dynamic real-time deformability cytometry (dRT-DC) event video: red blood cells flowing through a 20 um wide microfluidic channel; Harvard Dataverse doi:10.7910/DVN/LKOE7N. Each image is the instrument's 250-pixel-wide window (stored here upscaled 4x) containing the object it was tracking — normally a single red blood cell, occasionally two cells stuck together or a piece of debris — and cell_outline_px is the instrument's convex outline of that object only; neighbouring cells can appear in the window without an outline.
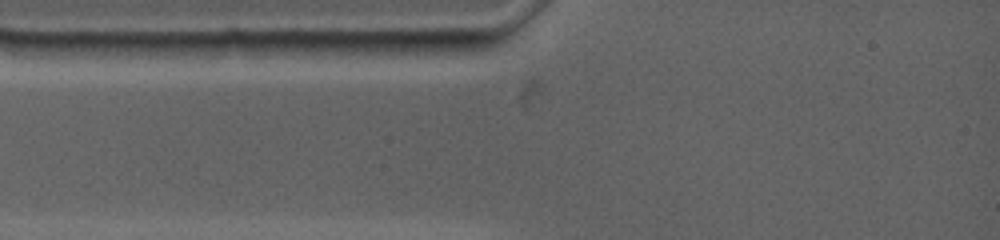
{"species": "common noctule bat (a hibernating species)", "species_latin": "Nyctalus noctula", "temperature_condition": "warm", "stored_images_in_passage": 2, "camera_frame_rate_fps": 4500, "um_per_image_px": 0.085, "animal": {"sex": "female", "body_mass_g": 19.0, "forearm_length_mm": 53.3}, "frame": {"image": 1, "passage_image": 1, "time_ms": 0.0, "image_size_px": [1000, 240], "cell_outline_px": [[300, 44], [292, 56], [216, 60], [156, 60], [152, 56], [144, 44], [220, 40], [300, 40]], "centroid_in_image_um": [18.93, 4.23], "position_along_channel_um": 66.1, "area_um2": 19.13}}